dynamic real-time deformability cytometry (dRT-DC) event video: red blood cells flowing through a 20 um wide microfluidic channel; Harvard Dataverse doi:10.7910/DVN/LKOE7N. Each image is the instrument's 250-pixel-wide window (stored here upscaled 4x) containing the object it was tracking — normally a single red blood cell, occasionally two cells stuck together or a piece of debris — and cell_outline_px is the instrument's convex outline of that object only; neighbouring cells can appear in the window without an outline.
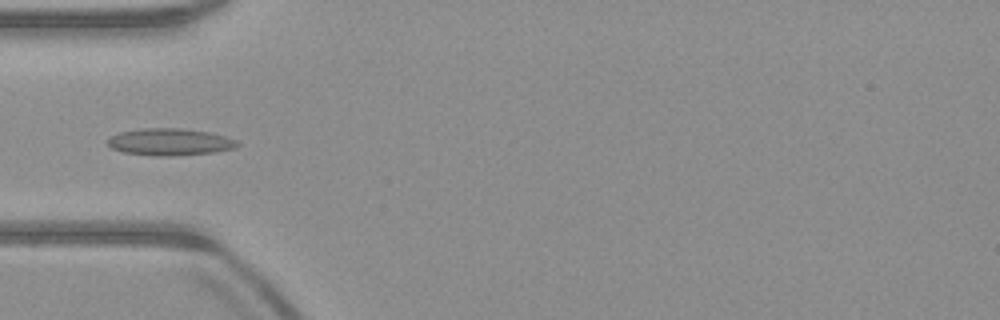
{"species": "common noctule bat (a hibernating species)", "species_latin": "Nyctalus noctula", "temperature_condition": "warm", "stored_images_in_passage": 37, "camera_frame_rate_fps": 3000, "um_per_image_px": 0.085, "animal": {"sex": "male", "body_mass_g": 23.1, "forearm_length_mm": 52.7}, "frame": {"image": 1, "passage_image": 8, "time_ms": 2.333, "image_size_px": [1000, 320], "cell_outline_px": [[240, 144], [236, 148], [216, 152], [172, 156], [156, 156], [124, 152], [112, 148], [108, 144], [108, 136], [120, 132], [140, 128], [180, 128], [208, 132], [224, 136], [236, 140]], "centroid_in_image_um": [14.44, 12.06], "position_along_channel_um": 70.6, "area_um2": 20.46}}
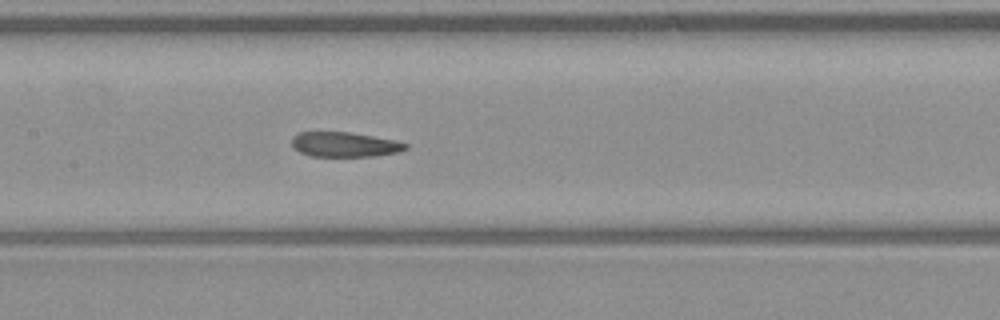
{"frame": {"image": 2, "passage_image": 16, "time_ms": 5.0, "image_size_px": [1000, 320], "cell_outline_px": [[408, 148], [400, 152], [376, 156], [308, 156], [292, 148], [292, 136], [300, 132], [352, 132], [396, 140], [408, 144]], "centroid_in_image_um": [29.3, 12.28], "position_along_channel_um": 178.1, "area_um2": 16.7}}
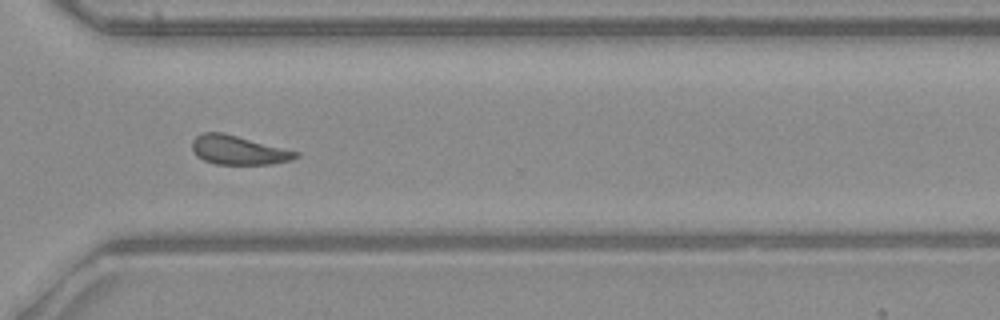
{"frame": {"image": 3, "passage_image": 29, "time_ms": 9.333, "image_size_px": [1000, 320], "cell_outline_px": [[300, 156], [292, 160], [272, 164], [216, 164], [204, 160], [196, 156], [192, 148], [192, 140], [196, 136], [204, 132], [224, 132], [300, 152]], "centroid_in_image_um": [20.28, 12.75], "position_along_channel_um": 350.3, "area_um2": 17.69}, "authors_computed_cell_mechanics": {"area_um2": 17.629, "velocity_mm_per_s": 3.9848, "shape_relaxation_time_tau1_ms": null, "shape_relaxation_time_tau2_ms": 3.8667, "deformation_change_tau1": null, "deformation_change_tau2": 0.1006}}